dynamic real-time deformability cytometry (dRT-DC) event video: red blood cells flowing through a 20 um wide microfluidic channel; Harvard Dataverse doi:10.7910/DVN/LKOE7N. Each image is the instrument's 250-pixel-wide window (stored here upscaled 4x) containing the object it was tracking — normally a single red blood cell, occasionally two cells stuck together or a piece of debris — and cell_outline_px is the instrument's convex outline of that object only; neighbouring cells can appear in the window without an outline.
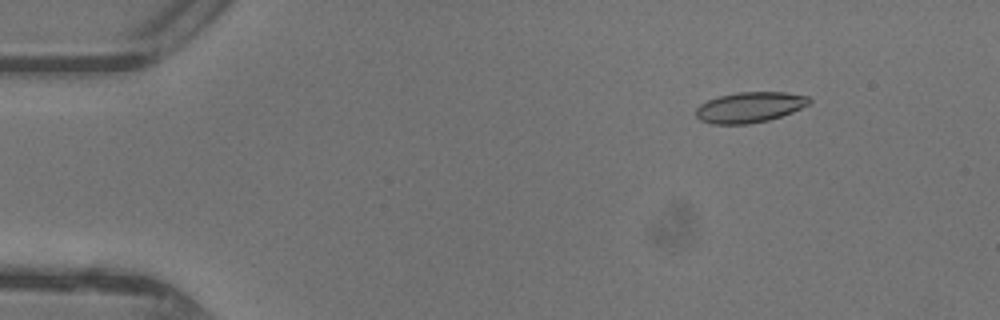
{"species": "common noctule bat (a hibernating species)", "species_latin": "Nyctalus noctula", "temperature_condition": "warm", "stored_images_in_passage": 48, "camera_frame_rate_fps": 3000, "um_per_image_px": 0.085, "animal": {"sex": "female"}, "frame": {"image": 1, "passage_image": 7, "time_ms": 2.0, "image_size_px": [1000, 320], "cell_outline_px": [[812, 100], [808, 104], [792, 112], [768, 120], [748, 124], [712, 124], [700, 120], [696, 116], [696, 108], [700, 104], [708, 100], [720, 96], [736, 92], [784, 92], [808, 96]], "centroid_in_image_um": [63.71, 9.11], "position_along_channel_um": 21.3, "area_um2": 20.06}}
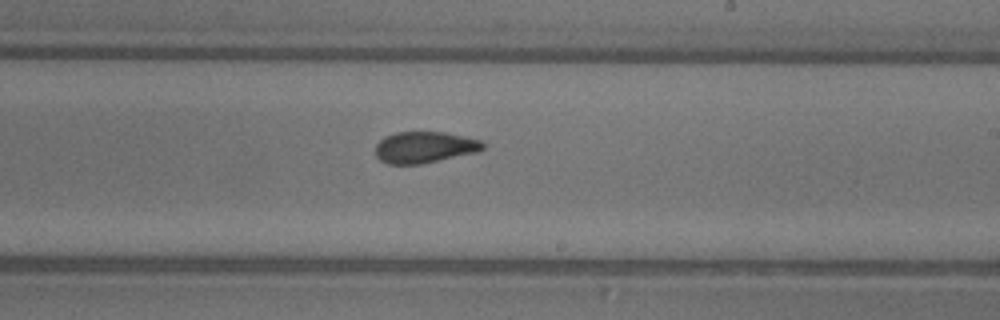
{"frame": {"image": 2, "passage_image": 29, "time_ms": 9.333, "image_size_px": [1000, 320], "cell_outline_px": [[484, 148], [476, 152], [420, 164], [388, 164], [380, 160], [376, 156], [376, 144], [384, 136], [396, 132], [444, 132], [464, 136], [480, 140], [484, 144]], "centroid_in_image_um": [36.05, 12.51], "position_along_channel_um": 252.9, "area_um2": 19.54}}
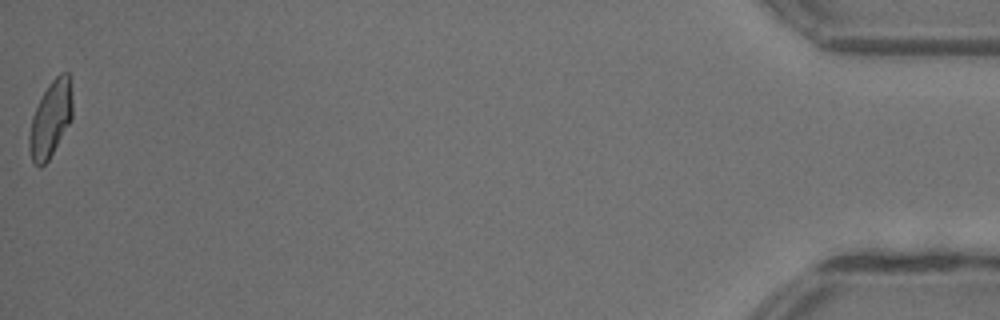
{"frame": {"image": 3, "passage_image": 48, "time_ms": 15.667, "image_size_px": [1000, 320], "cell_outline_px": [[72, 120], [48, 160], [40, 168], [32, 160], [28, 148], [28, 136], [32, 116], [48, 84], [60, 72], [68, 72], [72, 76]], "centroid_in_image_um": [4.32, 10.08], "position_along_channel_um": 430.9, "area_um2": 19.42}, "authors_computed_cell_mechanics": {"area_um2": 20.0566, "velocity_mm_per_s": 4.4111, "shape_relaxation_time_tau1_ms": 5.7581, "shape_relaxation_time_tau2_ms": 1.2801, "deformation_change_tau1": 0.1554, "deformation_change_tau2": 0.0806}}